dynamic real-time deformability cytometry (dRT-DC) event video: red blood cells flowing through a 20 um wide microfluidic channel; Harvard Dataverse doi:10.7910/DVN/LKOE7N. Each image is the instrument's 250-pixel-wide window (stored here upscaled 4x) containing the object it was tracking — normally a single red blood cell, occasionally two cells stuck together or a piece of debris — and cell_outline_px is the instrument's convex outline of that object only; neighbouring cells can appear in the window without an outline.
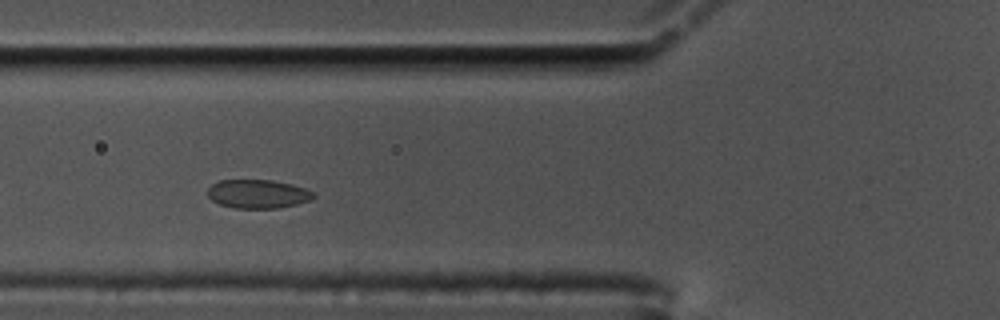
{"species": "common noctule bat (a hibernating species)", "species_latin": "Nyctalus noctula", "temperature_condition": "cold", "stored_images_in_passage": 12, "camera_frame_rate_fps": 3000, "um_per_image_px": 0.085, "animal": {"sex": "male", "body_mass_g": 17.5, "forearm_length_mm": 52.3}, "frame": {"image": 1, "passage_image": 7, "time_ms": 2.0, "image_size_px": [1000, 320], "cell_outline_px": [[316, 196], [312, 200], [280, 208], [236, 208], [220, 204], [212, 200], [208, 196], [208, 188], [212, 184], [220, 180], [272, 180], [292, 184], [316, 192]], "centroid_in_image_um": [21.96, 16.48], "position_along_channel_um": 103.8, "area_um2": 17.8}}